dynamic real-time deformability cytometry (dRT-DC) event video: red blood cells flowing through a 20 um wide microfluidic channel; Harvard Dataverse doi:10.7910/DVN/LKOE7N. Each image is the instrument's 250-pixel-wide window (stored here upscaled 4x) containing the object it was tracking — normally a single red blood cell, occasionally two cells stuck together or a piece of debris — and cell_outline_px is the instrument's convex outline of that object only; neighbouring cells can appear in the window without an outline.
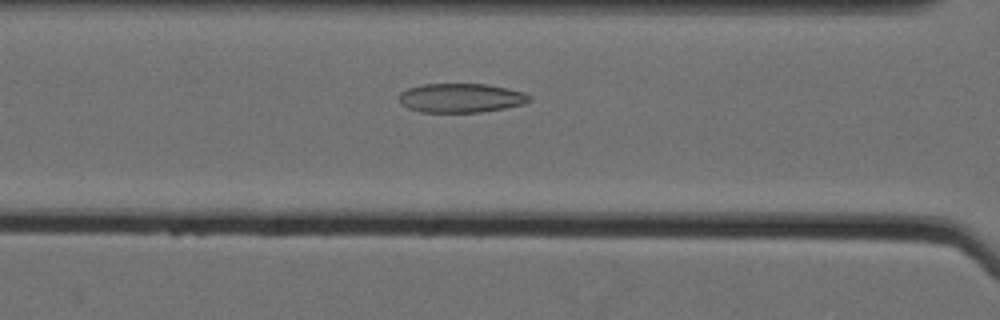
{"species": "Egyptian fruit bat (a non-hibernating species)", "species_latin": "Rousettus aegyptiacus", "temperature_condition": "cold", "stored_images_in_passage": 52, "camera_frame_rate_fps": 3000, "um_per_image_px": 0.085, "animal": {"sex": "female"}, "frame": {"image": 1, "passage_image": 21, "time_ms": 6.667, "image_size_px": [1000, 320], "cell_outline_px": [[532, 100], [524, 104], [504, 108], [480, 112], [420, 112], [408, 108], [400, 104], [400, 92], [408, 88], [424, 84], [488, 84], [508, 88], [524, 92], [532, 96]], "centroid_in_image_um": [39.21, 8.32], "position_along_channel_um": 127.4, "area_um2": 22.25}}
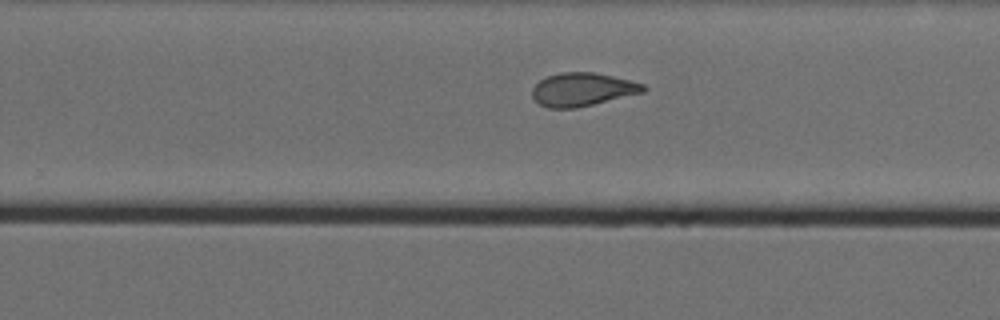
{"frame": {"image": 2, "passage_image": 34, "time_ms": 11.0, "image_size_px": [1000, 320], "cell_outline_px": [[648, 88], [644, 92], [576, 108], [548, 108], [540, 104], [532, 96], [532, 88], [540, 80], [548, 76], [560, 72], [592, 72], [612, 76], [644, 84]], "centroid_in_image_um": [49.5, 7.6], "position_along_channel_um": 280.3, "area_um2": 21.39}}
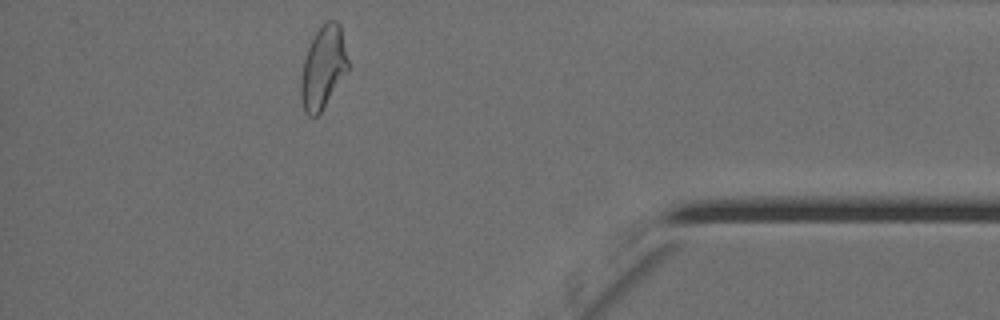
{"frame": {"image": 3, "passage_image": 47, "time_ms": 15.333, "image_size_px": [1000, 320], "cell_outline_px": [[348, 68], [320, 112], [316, 116], [308, 116], [304, 112], [300, 100], [300, 76], [304, 60], [308, 48], [316, 32], [328, 20], [336, 20], [340, 24], [348, 60]], "centroid_in_image_um": [27.43, 5.74], "position_along_channel_um": 407.8, "area_um2": 22.25}, "authors_computed_cell_mechanics": {"area_um2": 22.7732, "velocity_mm_per_s": 3.534, "shape_relaxation_time_tau1_ms": 10.9113, "shape_relaxation_time_tau2_ms": 2.216, "deformation_change_tau1": 0.2121, "deformation_change_tau2": 0.087}}